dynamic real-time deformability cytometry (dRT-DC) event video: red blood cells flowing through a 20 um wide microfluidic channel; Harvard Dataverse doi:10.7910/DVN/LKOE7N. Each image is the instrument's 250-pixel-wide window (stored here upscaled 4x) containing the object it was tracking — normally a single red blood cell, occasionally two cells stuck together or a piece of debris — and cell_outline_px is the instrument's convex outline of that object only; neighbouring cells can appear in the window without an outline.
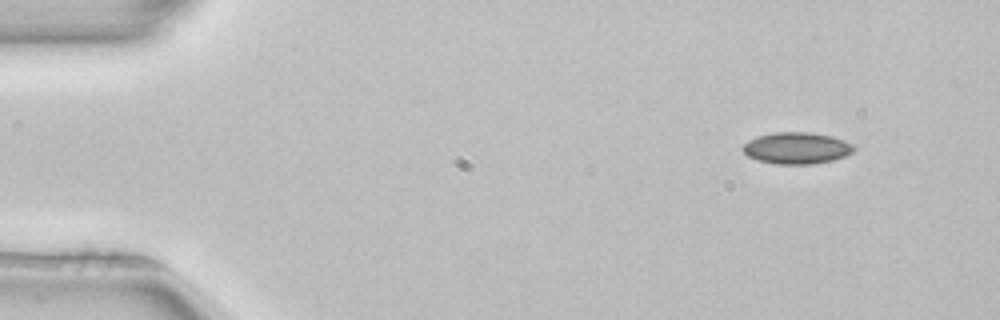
{"species": "common noctule bat (a hibernating species)", "species_latin": "Nyctalus noctula", "temperature_condition": "room temperature", "stored_images_in_passage": 10, "camera_frame_rate_fps": 3000, "um_per_image_px": 0.085, "animal": {"sex": "female", "body_mass_g": 22.7, "forearm_length_mm": 54.2}, "frame": {"image": 1, "passage_image": 1, "time_ms": 0.0, "image_size_px": [1000, 320], "cell_outline_px": [[856, 148], [852, 152], [844, 156], [832, 160], [812, 164], [776, 164], [756, 160], [748, 156], [740, 148], [748, 140], [756, 136], [772, 132], [808, 132], [832, 136], [844, 140], [852, 144]], "centroid_in_image_um": [67.68, 12.58], "position_along_channel_um": 17.3, "area_um2": 20.58}}